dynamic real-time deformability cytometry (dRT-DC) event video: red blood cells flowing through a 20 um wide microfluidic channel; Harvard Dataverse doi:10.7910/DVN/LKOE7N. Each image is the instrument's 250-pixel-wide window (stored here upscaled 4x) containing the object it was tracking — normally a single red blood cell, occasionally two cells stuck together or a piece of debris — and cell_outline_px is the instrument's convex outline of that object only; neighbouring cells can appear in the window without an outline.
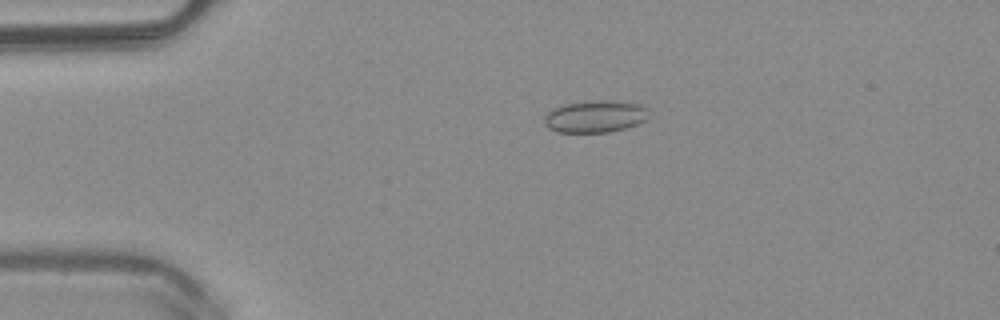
{"species": "common noctule bat (a hibernating species)", "species_latin": "Nyctalus noctula", "temperature_condition": "warm", "stored_images_in_passage": 16, "camera_frame_rate_fps": 3000, "um_per_image_px": 0.085, "animal": {"sex": "male", "body_mass_g": 20.4}, "frame": {"image": 1, "passage_image": 5, "time_ms": 1.333, "image_size_px": [1000, 320], "cell_outline_px": [[648, 120], [624, 128], [608, 132], [556, 132], [548, 128], [544, 124], [544, 116], [552, 108], [568, 104], [608, 100], [640, 104], [648, 108]], "centroid_in_image_um": [50.6, 9.91], "position_along_channel_um": 34.4, "area_um2": 19.36}}
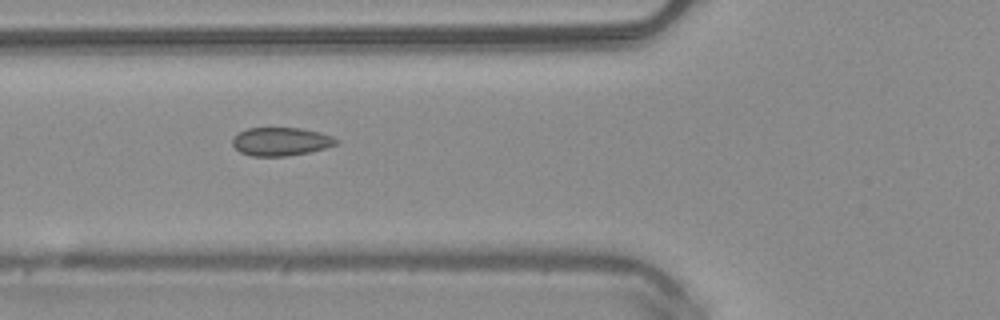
{"frame": {"image": 2, "passage_image": 13, "time_ms": 4.0, "image_size_px": [1000, 320], "cell_outline_px": [[340, 140], [336, 144], [324, 148], [308, 152], [288, 156], [252, 156], [240, 152], [232, 144], [232, 136], [248, 128], [300, 128], [320, 132], [332, 136]], "centroid_in_image_um": [23.86, 12.03], "position_along_channel_um": 101.9, "area_um2": 17.11}}